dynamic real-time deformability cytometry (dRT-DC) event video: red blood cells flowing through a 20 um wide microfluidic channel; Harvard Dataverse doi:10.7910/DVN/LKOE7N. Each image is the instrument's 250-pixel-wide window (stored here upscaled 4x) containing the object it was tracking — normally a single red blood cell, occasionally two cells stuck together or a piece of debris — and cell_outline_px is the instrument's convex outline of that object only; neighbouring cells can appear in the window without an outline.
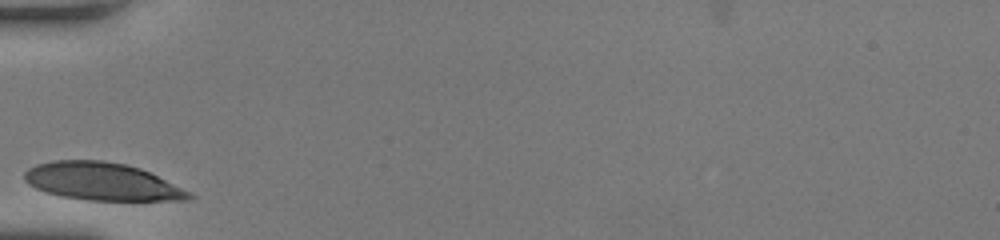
{"species": "human", "species_latin": "Homo sapiens", "temperature_condition": "room temperature", "stored_images_in_passage": 25, "camera_frame_rate_fps": 3000, "um_per_image_px": 0.085, "donor": {"sex": "female"}, "frame": {"image": 1, "passage_image": 1, "time_ms": 0.0, "image_size_px": [1000, 240], "cell_outline_px": [[196, 196], [192, 200], [88, 200], [60, 196], [36, 188], [28, 184], [24, 180], [24, 172], [28, 168], [36, 164], [52, 160], [104, 160], [124, 164], [140, 168]], "centroid_in_image_um": [8.61, 15.42], "position_along_channel_um": 76.4, "area_um2": 35.78}}
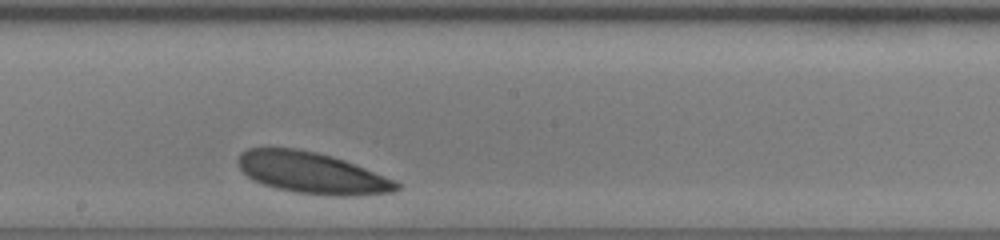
{"frame": {"image": 2, "passage_image": 13, "time_ms": 4.0, "image_size_px": [1000, 240], "cell_outline_px": [[400, 188], [392, 192], [360, 196], [332, 196], [296, 192], [276, 188], [264, 184], [248, 176], [240, 168], [236, 160], [240, 152], [248, 148], [296, 148], [316, 152], [332, 156], [344, 160], [396, 180], [400, 184]], "centroid_in_image_um": [26.54, 14.7], "position_along_channel_um": 221.7, "area_um2": 38.21}}
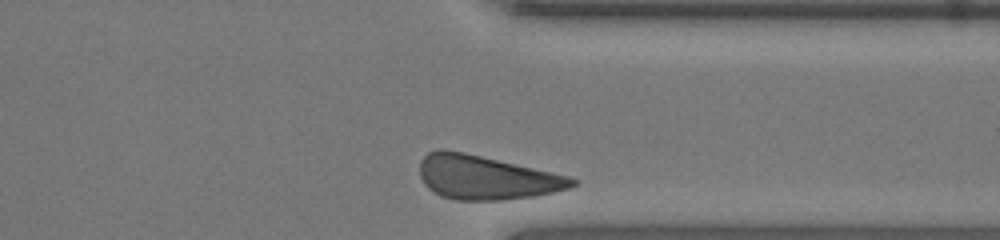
{"frame": {"image": 3, "passage_image": 25, "time_ms": 8.0, "image_size_px": [1000, 240], "cell_outline_px": [[576, 184], [568, 188], [552, 192], [532, 196], [500, 200], [456, 200], [440, 196], [428, 188], [424, 184], [420, 176], [420, 160], [428, 152], [440, 148], [444, 148], [464, 152], [572, 176], [576, 180]], "centroid_in_image_um": [41.29, 15.07], "position_along_channel_um": 370.1, "area_um2": 39.13}}